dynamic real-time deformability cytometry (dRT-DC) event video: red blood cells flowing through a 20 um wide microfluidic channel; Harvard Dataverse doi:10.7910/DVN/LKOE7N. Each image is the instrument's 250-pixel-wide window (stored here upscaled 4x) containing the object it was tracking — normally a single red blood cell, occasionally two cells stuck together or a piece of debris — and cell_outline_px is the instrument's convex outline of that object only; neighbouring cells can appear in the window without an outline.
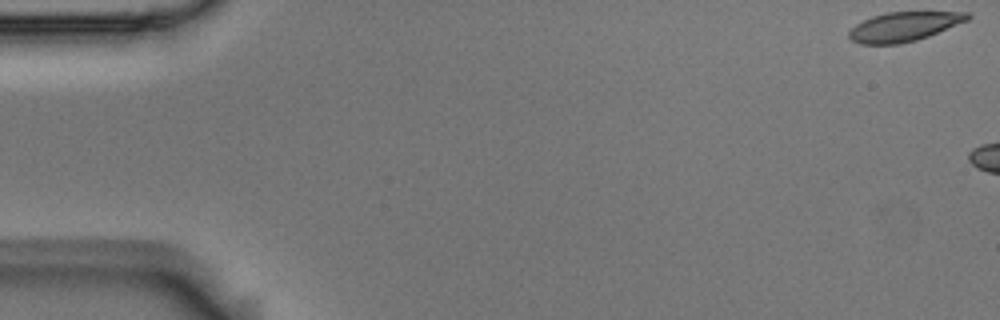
{"species": "Egyptian fruit bat (a non-hibernating species)", "species_latin": "Rousettus aegyptiacus", "temperature_condition": "room temperature", "stored_images_in_passage": 8, "camera_frame_rate_fps": 3000, "um_per_image_px": 0.085, "animal": {"sex": "male"}, "frame": {"image": 1, "passage_image": 1, "time_ms": 0.0, "image_size_px": [1000, 320], "cell_outline_px": [[972, 16], [968, 20], [928, 36], [916, 40], [900, 44], [860, 44], [852, 40], [848, 36], [848, 32], [856, 24], [872, 16], [888, 12], [968, 12]], "centroid_in_image_um": [76.82, 2.26], "position_along_channel_um": 8.2, "area_um2": 20.11}}